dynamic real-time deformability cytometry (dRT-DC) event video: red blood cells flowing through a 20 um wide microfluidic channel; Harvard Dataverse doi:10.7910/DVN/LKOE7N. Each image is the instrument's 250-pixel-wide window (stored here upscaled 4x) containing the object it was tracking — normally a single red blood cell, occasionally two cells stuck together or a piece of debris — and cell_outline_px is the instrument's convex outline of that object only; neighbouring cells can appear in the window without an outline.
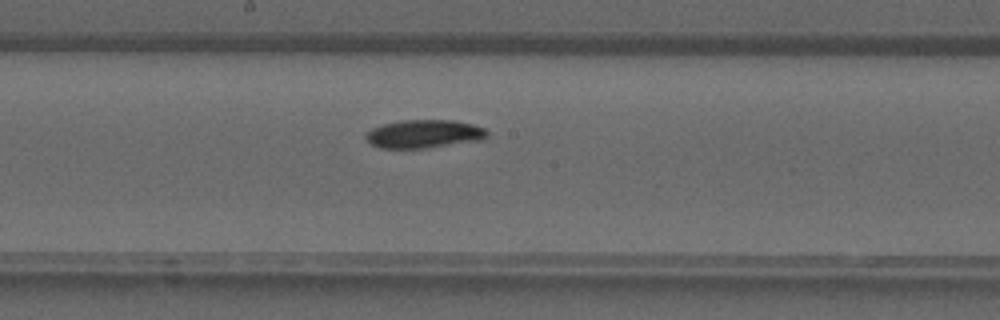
{"species": "common noctule bat (a hibernating species)", "species_latin": "Nyctalus noctula", "temperature_condition": "warm", "stored_images_in_passage": 25, "camera_frame_rate_fps": 3000, "um_per_image_px": 0.085, "animal": {"sex": "male", "forearm_length_mm": 52.5}, "frame": {"image": 1, "passage_image": 9, "time_ms": 2.667, "image_size_px": [1000, 320], "cell_outline_px": [[488, 136], [484, 140], [428, 148], [380, 148], [372, 144], [364, 136], [372, 128], [384, 124], [400, 120], [456, 120], [472, 124], [484, 128], [488, 132]], "centroid_in_image_um": [36.09, 11.38], "position_along_channel_um": 212.1, "area_um2": 20.11}}
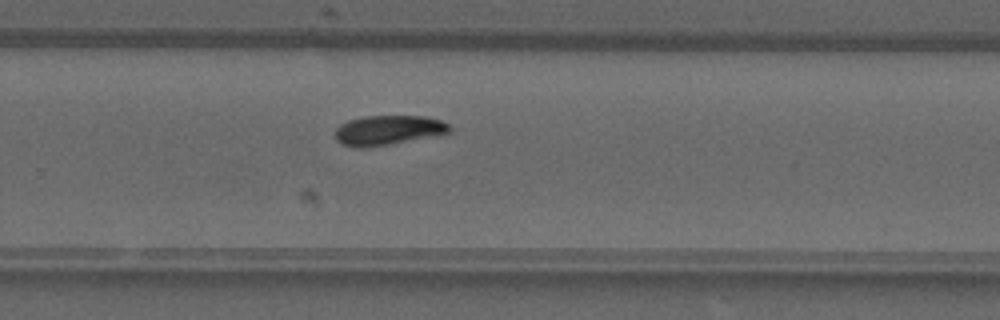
{"frame": {"image": 2, "passage_image": 14, "time_ms": 4.333, "image_size_px": [1000, 320], "cell_outline_px": [[452, 128], [448, 132], [388, 144], [364, 148], [356, 148], [340, 144], [336, 140], [336, 128], [340, 124], [348, 120], [364, 116], [424, 116], [440, 120], [448, 124]], "centroid_in_image_um": [32.91, 11.06], "position_along_channel_um": 296.9, "area_um2": 19.48}}
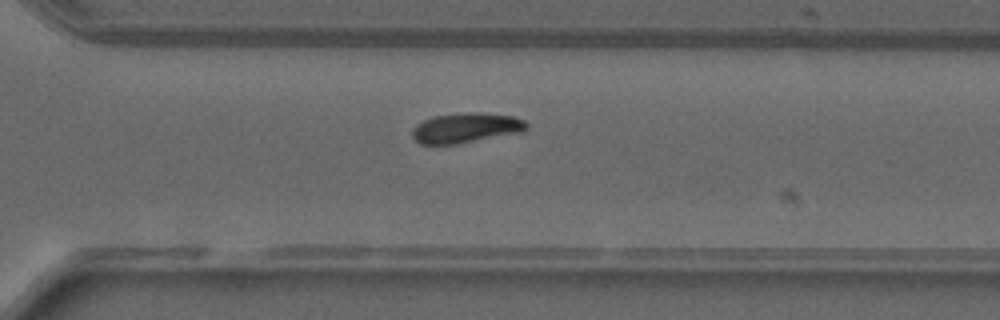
{"frame": {"image": 3, "passage_image": 16, "time_ms": 5.0, "image_size_px": [1000, 320], "cell_outline_px": [[528, 128], [520, 132], [456, 144], [420, 144], [412, 136], [412, 128], [416, 124], [424, 120], [436, 116], [464, 112], [480, 112], [512, 116], [524, 120], [528, 124]], "centroid_in_image_um": [39.59, 10.86], "position_along_channel_um": 331.0, "area_um2": 19.83}}